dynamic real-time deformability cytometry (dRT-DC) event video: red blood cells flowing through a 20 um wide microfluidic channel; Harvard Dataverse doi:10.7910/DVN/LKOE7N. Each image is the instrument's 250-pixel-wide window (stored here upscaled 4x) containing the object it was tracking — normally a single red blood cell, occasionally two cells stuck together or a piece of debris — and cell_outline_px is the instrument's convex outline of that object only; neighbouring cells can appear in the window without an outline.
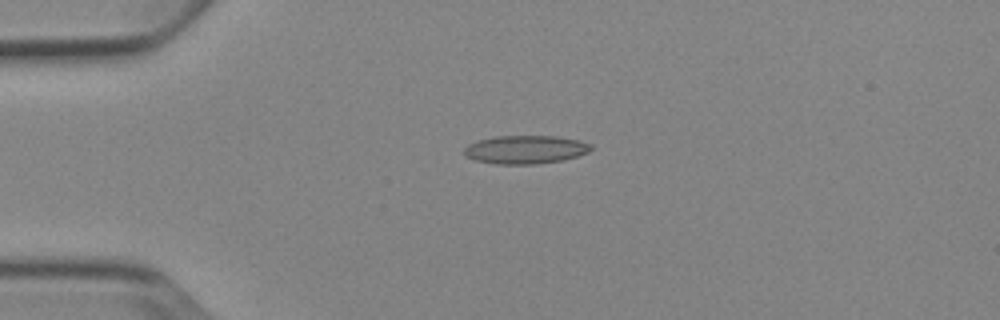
{"species": "Egyptian fruit bat (a non-hibernating species)", "species_latin": "Rousettus aegyptiacus", "temperature_condition": "cold", "stored_images_in_passage": 5, "camera_frame_rate_fps": 3000, "um_per_image_px": 0.085, "animal": {"sex": "female"}, "frame": {"image": 1, "passage_image": 3, "time_ms": 3.333, "image_size_px": [1000, 320], "cell_outline_px": [[592, 148], [588, 152], [564, 160], [536, 164], [496, 164], [476, 160], [464, 156], [464, 148], [468, 144], [480, 140], [496, 136], [556, 136], [580, 140], [592, 144]], "centroid_in_image_um": [44.67, 12.71], "position_along_channel_um": 40.3, "area_um2": 20.98}}
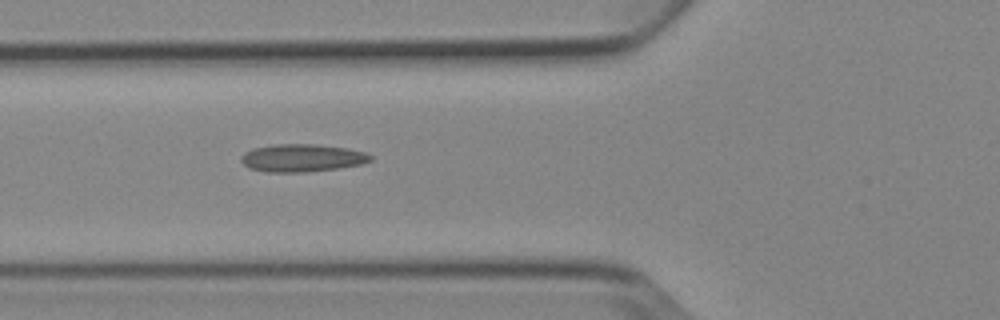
{"frame": {"image": 2, "passage_image": 5, "time_ms": 5.667, "image_size_px": [1000, 320], "cell_outline_px": [[372, 160], [360, 164], [336, 168], [304, 172], [264, 172], [248, 168], [240, 160], [240, 156], [244, 152], [252, 148], [272, 144], [316, 144], [348, 148], [364, 152], [372, 156]], "centroid_in_image_um": [25.61, 13.41], "position_along_channel_um": 100.2, "area_um2": 20.98}}